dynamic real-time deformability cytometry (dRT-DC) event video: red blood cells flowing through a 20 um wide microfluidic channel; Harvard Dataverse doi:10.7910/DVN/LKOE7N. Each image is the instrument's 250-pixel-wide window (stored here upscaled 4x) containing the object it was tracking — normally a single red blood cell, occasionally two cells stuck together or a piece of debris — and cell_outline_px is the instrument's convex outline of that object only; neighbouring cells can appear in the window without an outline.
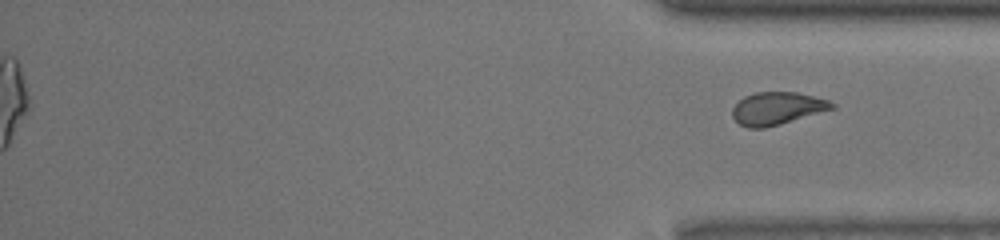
{"species": "common noctule bat (a hibernating species)", "species_latin": "Nyctalus noctula", "temperature_condition": "room temperature", "stored_images_in_passage": 53, "segment_of_instrument_passage": [2, 2], "camera_frame_rate_fps": 3000, "um_per_image_px": 0.085, "animal": {"sex": "male", "body_mass_g": 13.0, "forearm_length_mm": 53.1}, "frame": {"image": 1, "passage_image": 53, "time_ms": 17.333, "image_size_px": [1000, 240], "cell_outline_px": [[836, 108], [780, 124], [764, 128], [748, 128], [740, 124], [732, 116], [732, 108], [744, 96], [756, 92], [796, 92], [828, 100], [836, 104]], "centroid_in_image_um": [66.06, 9.21], "position_along_channel_um": 369.1, "area_um2": 18.84}}